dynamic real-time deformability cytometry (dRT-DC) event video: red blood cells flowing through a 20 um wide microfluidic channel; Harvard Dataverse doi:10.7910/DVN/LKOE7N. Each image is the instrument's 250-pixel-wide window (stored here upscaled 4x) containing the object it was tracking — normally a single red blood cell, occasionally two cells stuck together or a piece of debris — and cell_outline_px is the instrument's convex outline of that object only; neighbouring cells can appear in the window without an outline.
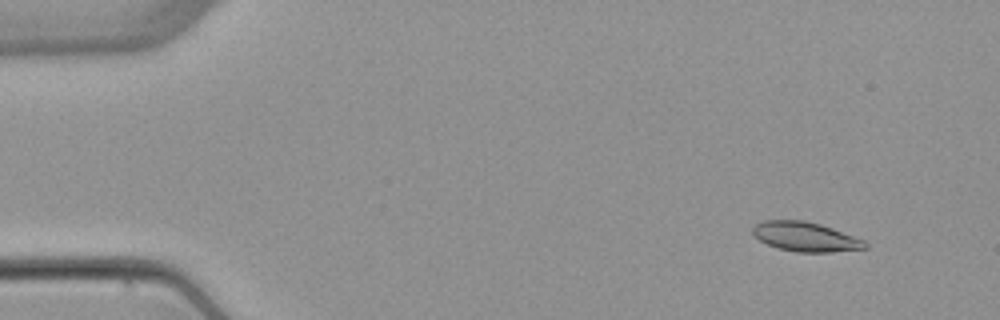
{"species": "common noctule bat (a hibernating species)", "species_latin": "Nyctalus noctula", "temperature_condition": "warm", "stored_images_in_passage": 5, "camera_frame_rate_fps": 3000, "um_per_image_px": 0.085, "animal": {"sex": "female", "body_mass_g": 22.7, "forearm_length_mm": 54.2}, "frame": {"image": 1, "passage_image": 2, "time_ms": 1.0, "image_size_px": [1000, 320], "cell_outline_px": [[868, 248], [832, 252], [796, 252], [780, 248], [768, 244], [752, 236], [752, 228], [756, 224], [764, 220], [804, 220], [820, 224], [832, 228], [864, 240], [868, 244]], "centroid_in_image_um": [68.46, 20.12], "position_along_channel_um": 16.5, "area_um2": 19.25}}
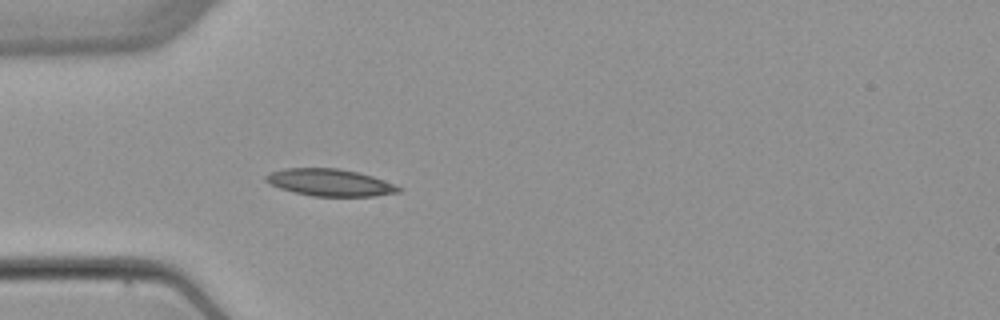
{"frame": {"image": 2, "passage_image": 5, "time_ms": 4.667, "image_size_px": [1000, 320], "cell_outline_px": [[404, 188], [400, 192], [376, 196], [312, 196], [280, 188], [264, 180], [264, 176], [268, 172], [284, 168], [336, 168], [356, 172], [372, 176], [396, 184]], "centroid_in_image_um": [28.06, 15.51], "position_along_channel_um": 56.9, "area_um2": 20.98}}